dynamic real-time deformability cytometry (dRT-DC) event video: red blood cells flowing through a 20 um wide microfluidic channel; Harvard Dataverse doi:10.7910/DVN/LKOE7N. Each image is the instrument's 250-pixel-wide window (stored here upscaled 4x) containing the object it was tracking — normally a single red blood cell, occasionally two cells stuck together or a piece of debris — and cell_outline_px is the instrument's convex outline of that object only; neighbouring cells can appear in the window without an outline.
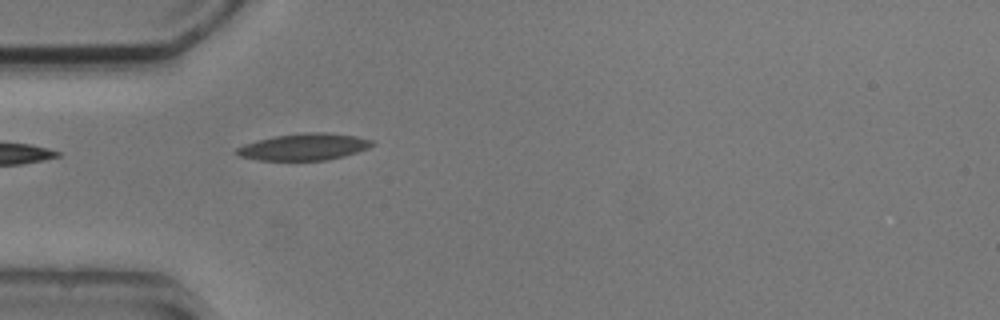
{"species": "common noctule bat (a hibernating species)", "species_latin": "Nyctalus noctula", "temperature_condition": "cold", "stored_images_in_passage": 6, "camera_frame_rate_fps": 3000, "um_per_image_px": 0.085, "animal": {"sex": "male", "body_mass_g": 20.5, "forearm_length_mm": 52.5}, "frame": {"image": 1, "passage_image": 5, "time_ms": 4.667, "image_size_px": [1000, 320], "cell_outline_px": [[372, 144], [368, 148], [344, 156], [324, 160], [260, 160], [240, 156], [236, 152], [236, 148], [244, 144], [256, 140], [276, 136], [304, 132], [328, 132], [356, 136], [372, 140]], "centroid_in_image_um": [25.83, 12.47], "position_along_channel_um": 59.2, "area_um2": 20.92}}